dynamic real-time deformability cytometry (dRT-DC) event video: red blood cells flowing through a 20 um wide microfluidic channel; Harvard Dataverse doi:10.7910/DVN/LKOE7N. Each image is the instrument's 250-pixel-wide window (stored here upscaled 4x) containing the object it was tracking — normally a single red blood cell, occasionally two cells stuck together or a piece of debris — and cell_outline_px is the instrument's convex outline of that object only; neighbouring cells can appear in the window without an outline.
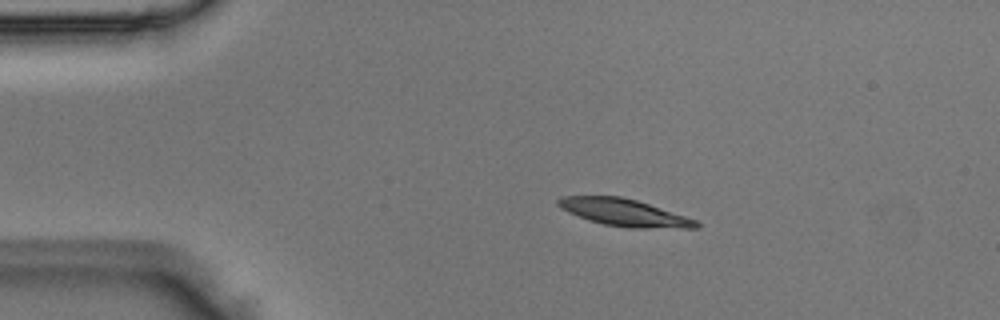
{"species": "Egyptian fruit bat (a non-hibernating species)", "species_latin": "Rousettus aegyptiacus", "temperature_condition": "room temperature", "stored_images_in_passage": 2, "camera_frame_rate_fps": 3000, "um_per_image_px": 0.085, "animal": {"sex": "male"}, "frame": {"image": 1, "passage_image": 1, "time_ms": 0.0, "image_size_px": [1000, 320], "cell_outline_px": [[700, 228], [632, 228], [604, 224], [588, 220], [568, 212], [560, 208], [556, 204], [556, 200], [560, 196], [620, 196], [636, 200], [696, 220], [700, 224]], "centroid_in_image_um": [53.01, 18.07], "position_along_channel_um": 32.0, "area_um2": 21.68}}